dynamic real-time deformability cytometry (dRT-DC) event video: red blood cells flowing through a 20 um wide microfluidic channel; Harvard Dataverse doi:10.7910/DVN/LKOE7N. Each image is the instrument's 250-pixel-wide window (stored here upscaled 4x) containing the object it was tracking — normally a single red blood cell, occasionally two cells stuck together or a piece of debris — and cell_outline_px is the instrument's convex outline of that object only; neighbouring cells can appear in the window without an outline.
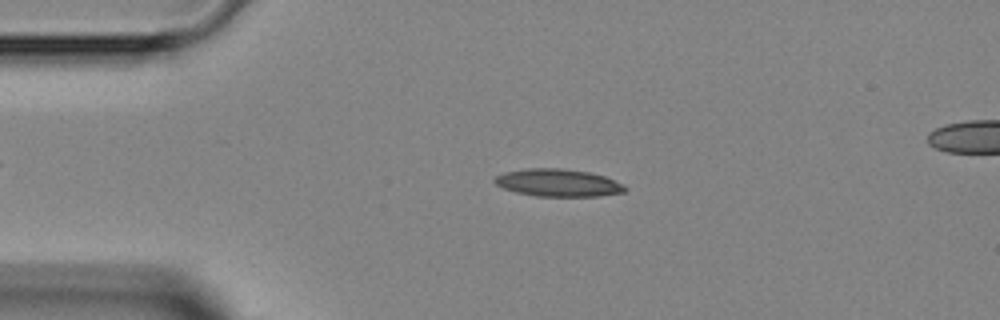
{"species": "Egyptian fruit bat (a non-hibernating species)", "species_latin": "Rousettus aegyptiacus", "temperature_condition": "room temperature", "stored_images_in_passage": 47, "camera_frame_rate_fps": 3000, "um_per_image_px": 0.085, "animal": {"sex": "female"}, "frame": {"image": 1, "passage_image": 10, "time_ms": 3.0, "image_size_px": [1000, 320], "cell_outline_px": [[628, 188], [624, 192], [600, 196], [536, 196], [516, 192], [504, 188], [496, 184], [492, 180], [496, 176], [504, 172], [528, 168], [560, 168], [588, 172], [604, 176], [624, 184]], "centroid_in_image_um": [47.44, 15.53], "position_along_channel_um": 37.6, "area_um2": 20.87}}
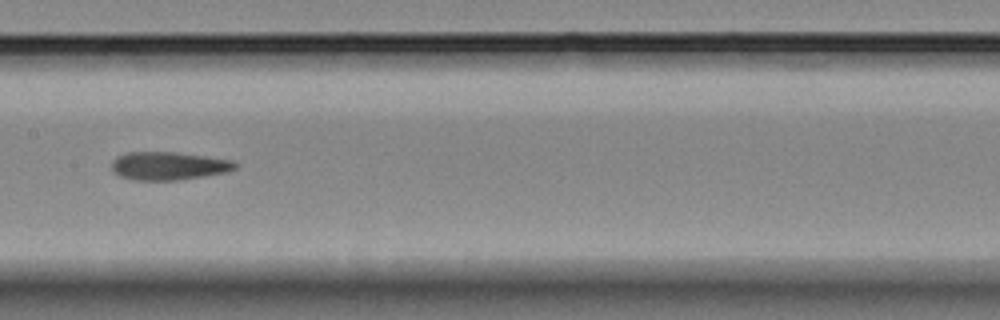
{"frame": {"image": 2, "passage_image": 23, "time_ms": 7.333, "image_size_px": [1000, 320], "cell_outline_px": [[236, 168], [228, 172], [204, 176], [176, 180], [132, 180], [120, 176], [112, 168], [112, 164], [116, 156], [128, 152], [172, 152], [204, 156], [232, 160], [236, 164]], "centroid_in_image_um": [14.33, 14.1], "position_along_channel_um": 193.1, "area_um2": 20.06}}
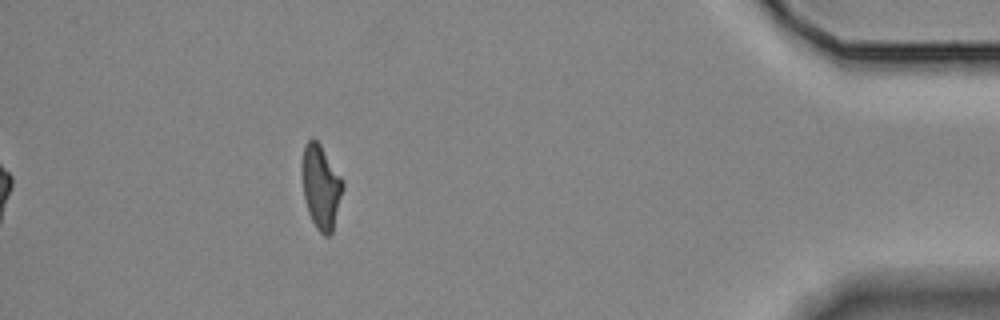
{"frame": {"image": 3, "passage_image": 42, "time_ms": 13.667, "image_size_px": [1000, 320], "cell_outline_px": [[344, 188], [332, 232], [328, 236], [324, 236], [316, 228], [308, 212], [304, 196], [304, 148], [308, 140], [312, 136], [320, 144], [340, 176], [344, 184]], "centroid_in_image_um": [27.32, 15.92], "position_along_channel_um": 407.9, "area_um2": 19.25}}